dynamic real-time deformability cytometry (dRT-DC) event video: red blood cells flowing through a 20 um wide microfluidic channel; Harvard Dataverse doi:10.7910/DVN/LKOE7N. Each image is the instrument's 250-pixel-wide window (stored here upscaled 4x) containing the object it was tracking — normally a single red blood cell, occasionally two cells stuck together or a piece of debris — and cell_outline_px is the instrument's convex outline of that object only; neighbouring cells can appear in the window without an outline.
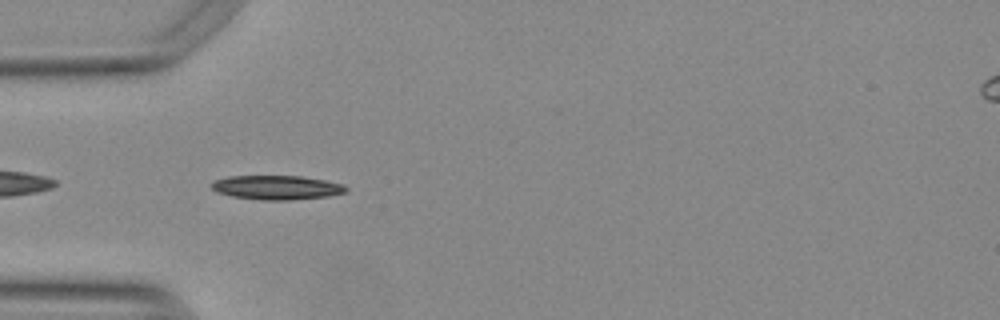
{"species": "Egyptian fruit bat (a non-hibernating species)", "species_latin": "Rousettus aegyptiacus", "temperature_condition": "warm", "stored_images_in_passage": 40, "camera_frame_rate_fps": 3000, "um_per_image_px": 0.085, "animal": {"sex": "female"}, "frame": {"image": 1, "passage_image": 2, "time_ms": 0.333, "image_size_px": [1000, 320], "cell_outline_px": [[348, 192], [328, 196], [288, 200], [260, 200], [232, 196], [216, 192], [212, 188], [212, 184], [216, 180], [228, 176], [300, 176], [324, 180], [344, 184], [348, 188]], "centroid_in_image_um": [23.55, 15.94], "position_along_channel_um": 61.4, "area_um2": 18.9}}
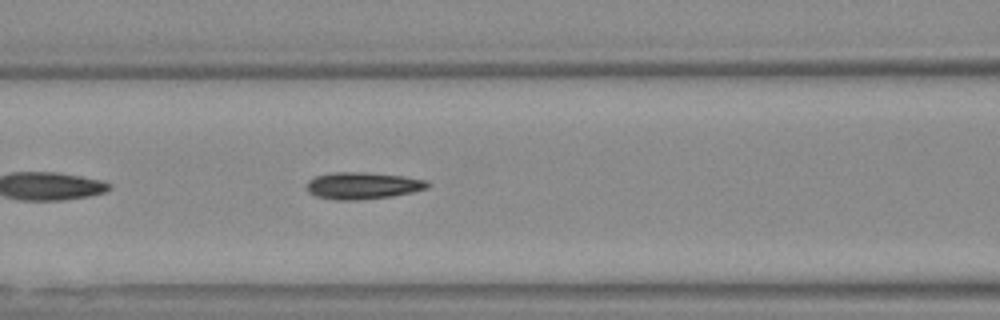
{"frame": {"image": 2, "passage_image": 8, "time_ms": 2.333, "image_size_px": [1000, 320], "cell_outline_px": [[432, 184], [428, 188], [392, 196], [352, 200], [336, 200], [316, 196], [308, 192], [308, 180], [316, 176], [332, 172], [364, 172], [404, 176], [424, 180]], "centroid_in_image_um": [30.83, 15.77], "position_along_channel_um": 135.8, "area_um2": 18.79}}
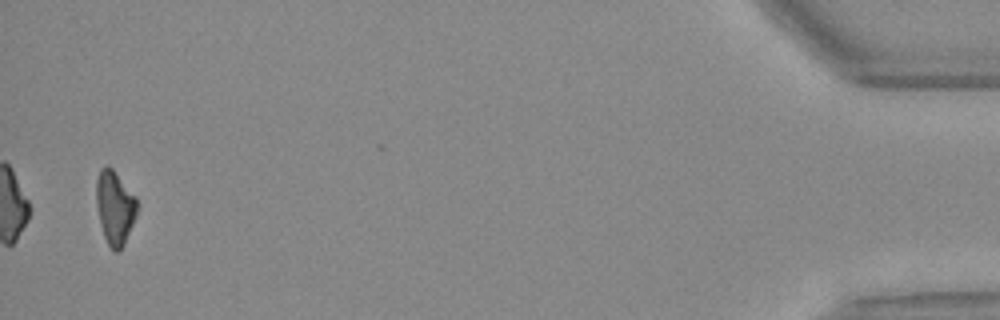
{"frame": {"image": 3, "passage_image": 38, "time_ms": 12.333, "image_size_px": [1000, 320], "cell_outline_px": [[140, 204], [136, 216], [124, 244], [120, 252], [112, 252], [104, 236], [96, 204], [96, 180], [100, 168], [112, 168], [136, 196]], "centroid_in_image_um": [9.79, 17.66], "position_along_channel_um": 425.4, "area_um2": 17.63}, "authors_computed_cell_mechanics": {"area_um2": 18.1203, "velocity_mm_per_s": 3.791, "shape_relaxation_time_tau1_ms": 9.8385, "shape_relaxation_time_tau2_ms": 2.5813, "deformation_change_tau1": 0.276, "deformation_change_tau2": 0.0839}}